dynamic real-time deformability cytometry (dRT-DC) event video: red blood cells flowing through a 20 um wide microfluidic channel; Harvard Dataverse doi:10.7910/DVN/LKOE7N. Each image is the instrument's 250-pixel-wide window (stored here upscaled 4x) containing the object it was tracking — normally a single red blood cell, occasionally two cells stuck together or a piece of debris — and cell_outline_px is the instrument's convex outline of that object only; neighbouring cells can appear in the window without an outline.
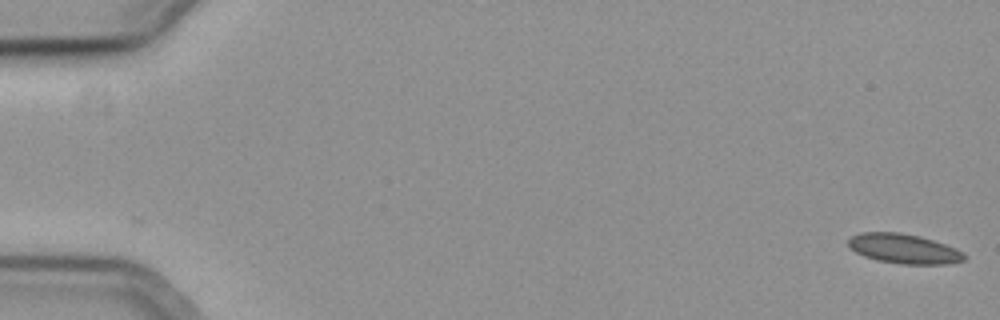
{"species": "common noctule bat (a hibernating species)", "species_latin": "Nyctalus noctula", "temperature_condition": "cold", "stored_images_in_passage": 57, "camera_frame_rate_fps": 3000, "um_per_image_px": 0.085, "animal": {"sex": "female", "body_mass_g": 19.3, "forearm_length_mm": 54.1}, "frame": {"image": 1, "passage_image": 1, "time_ms": 0.0, "image_size_px": [1000, 320], "cell_outline_px": [[964, 260], [948, 264], [904, 264], [876, 260], [864, 256], [856, 252], [848, 244], [848, 240], [852, 236], [860, 232], [900, 232], [920, 236], [956, 248], [964, 256]], "centroid_in_image_um": [76.8, 21.13], "position_along_channel_um": 8.2, "area_um2": 19.83}}
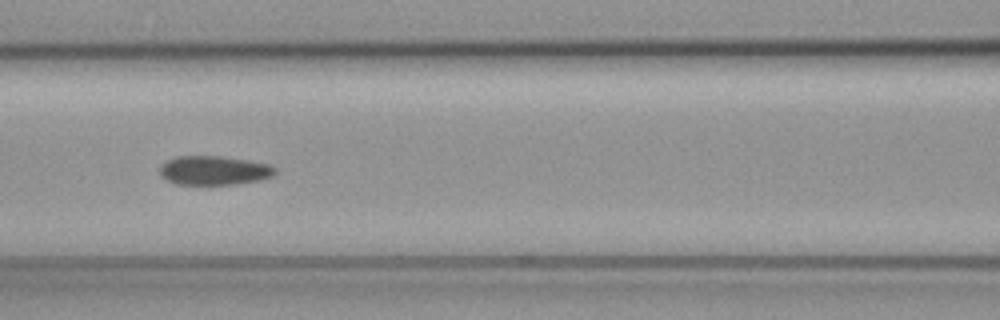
{"frame": {"image": 2, "passage_image": 26, "time_ms": 8.333, "image_size_px": [1000, 320], "cell_outline_px": [[276, 172], [272, 176], [260, 180], [236, 184], [176, 184], [160, 176], [160, 164], [176, 156], [220, 156], [248, 160], [268, 164], [276, 168]], "centroid_in_image_um": [18.18, 14.48], "position_along_channel_um": 148.4, "area_um2": 19.54}}
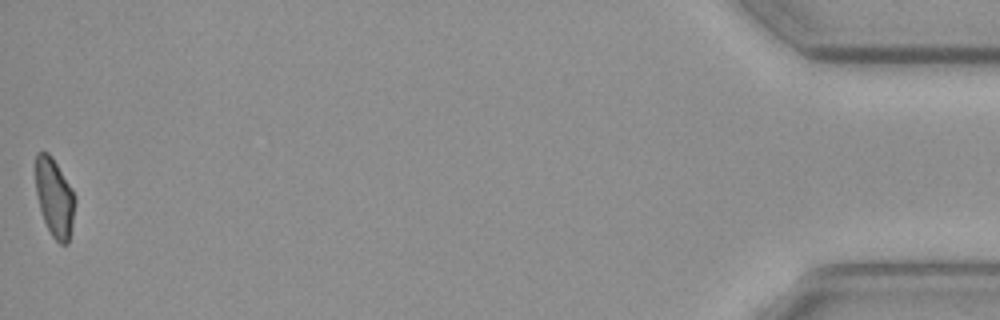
{"frame": {"image": 3, "passage_image": 57, "time_ms": 18.667, "image_size_px": [1000, 320], "cell_outline_px": [[76, 200], [72, 228], [68, 244], [60, 244], [52, 236], [44, 220], [40, 208], [36, 192], [36, 152], [48, 152], [52, 156], [76, 196]], "centroid_in_image_um": [4.65, 16.81], "position_along_channel_um": 430.5, "area_um2": 17.98}, "authors_computed_cell_mechanics": {"area_um2": 19.8832, "velocity_mm_per_s": 3.6988, "shape_relaxation_time_tau1_ms": null, "shape_relaxation_time_tau2_ms": 5.586, "deformation_change_tau1": null, "deformation_change_tau2": 0.0816}}